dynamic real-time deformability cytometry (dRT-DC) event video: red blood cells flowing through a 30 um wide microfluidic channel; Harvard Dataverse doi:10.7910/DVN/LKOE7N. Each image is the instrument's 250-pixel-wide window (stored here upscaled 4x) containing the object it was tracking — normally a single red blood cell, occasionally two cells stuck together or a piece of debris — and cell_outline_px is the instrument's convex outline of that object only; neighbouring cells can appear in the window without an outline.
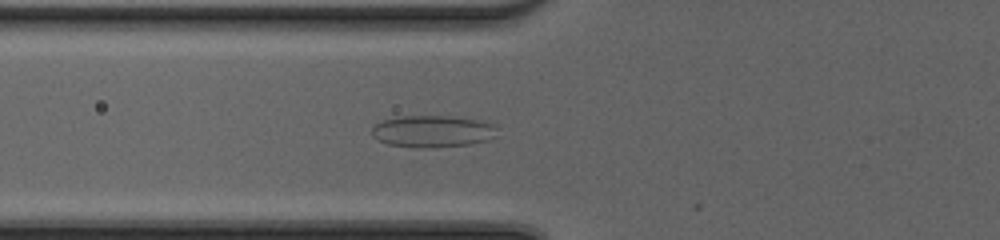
{"species": "common noctule bat (a hibernating species)", "species_latin": "Nyctalus noctula", "temperature_condition": "cold", "stored_images_in_passage": 31, "camera_frame_rate_fps": 3000, "um_per_image_px": 0.085, "animal": {"sex": "female", "body_mass_g": 20.0, "forearm_length_mm": 54.0}, "frame": {"image": 1, "passage_image": 22, "time_ms": 7.0, "image_size_px": [1000, 240], "cell_outline_px": [[500, 136], [488, 140], [468, 144], [424, 148], [416, 148], [388, 144], [372, 136], [372, 128], [376, 124], [384, 120], [396, 116], [448, 116], [484, 120], [496, 124]], "centroid_in_image_um": [36.86, 11.15], "position_along_channel_um": 88.9, "area_um2": 23.64}}
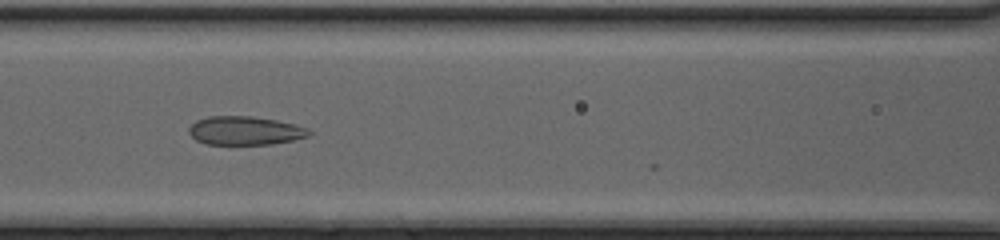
{"frame": {"image": 2, "passage_image": 26, "time_ms": 8.333, "image_size_px": [1000, 240], "cell_outline_px": [[312, 132], [308, 136], [292, 140], [272, 144], [204, 144], [196, 140], [188, 132], [188, 128], [196, 120], [208, 116], [252, 116], [276, 120], [296, 124], [308, 128]], "centroid_in_image_um": [20.82, 11.1], "position_along_channel_um": 145.8, "area_um2": 20.11}}
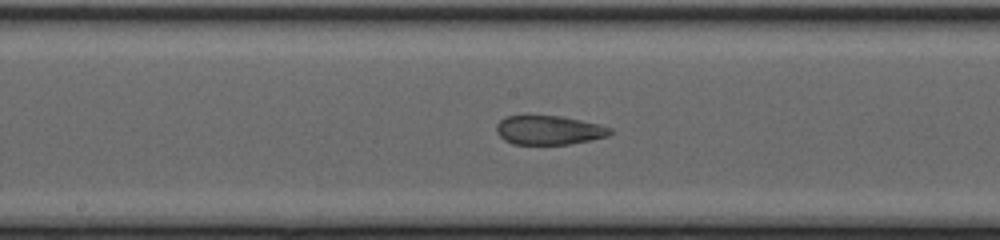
{"frame": {"image": 3, "passage_image": 30, "time_ms": 9.667, "image_size_px": [1000, 240], "cell_outline_px": [[612, 132], [608, 136], [592, 140], [568, 144], [512, 144], [504, 140], [496, 132], [496, 124], [504, 116], [524, 112], [560, 116], [580, 120], [612, 128]], "centroid_in_image_um": [46.56, 11.01], "position_along_channel_um": 201.6, "area_um2": 20.0}}